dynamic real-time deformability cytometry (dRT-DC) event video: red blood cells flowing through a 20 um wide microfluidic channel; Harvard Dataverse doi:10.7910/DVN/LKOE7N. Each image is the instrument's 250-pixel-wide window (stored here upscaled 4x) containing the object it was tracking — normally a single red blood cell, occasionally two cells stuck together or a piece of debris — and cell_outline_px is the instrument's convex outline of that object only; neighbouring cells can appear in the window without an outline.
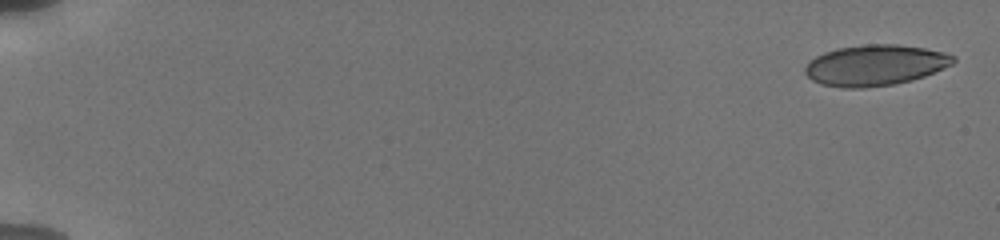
{"species": "human", "species_latin": "Homo sapiens", "temperature_condition": "cold", "stored_images_in_passage": 13, "camera_frame_rate_fps": 3000, "um_per_image_px": 0.085, "donor": {"sex": "male"}, "frame": {"image": 1, "passage_image": 1, "time_ms": 0.0, "image_size_px": [1000, 240], "cell_outline_px": [[956, 60], [952, 64], [944, 68], [924, 76], [912, 80], [892, 84], [864, 88], [844, 88], [820, 84], [812, 80], [804, 72], [804, 68], [808, 60], [824, 52], [836, 48], [864, 44], [896, 44], [924, 48], [944, 52], [956, 56]], "centroid_in_image_um": [74.36, 5.54], "position_along_channel_um": 10.6, "area_um2": 35.43}}
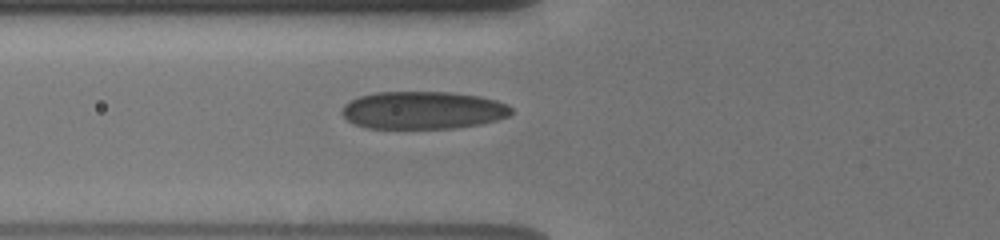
{"frame": {"image": 2, "passage_image": 10, "time_ms": 7.0, "image_size_px": [1000, 240], "cell_outline_px": [[512, 112], [508, 116], [496, 120], [480, 124], [452, 128], [364, 128], [348, 120], [340, 112], [344, 104], [360, 96], [376, 92], [448, 92], [480, 96], [496, 100], [508, 104], [512, 108]], "centroid_in_image_um": [35.95, 9.37], "position_along_channel_um": 89.8, "area_um2": 37.17}}
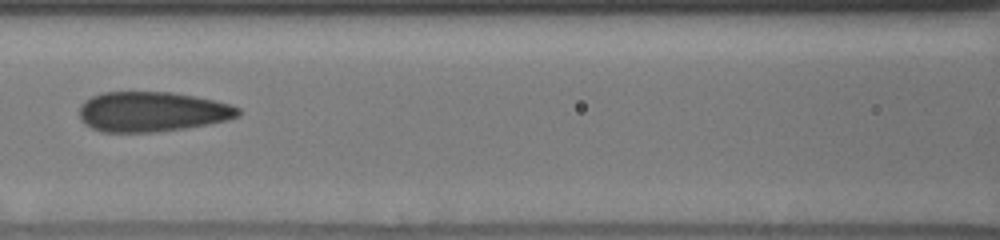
{"frame": {"image": 3, "passage_image": 12, "time_ms": 8.667, "image_size_px": [1000, 240], "cell_outline_px": [[240, 116], [228, 120], [208, 124], [184, 128], [152, 132], [104, 132], [92, 128], [84, 124], [80, 120], [80, 104], [84, 100], [92, 96], [104, 92], [172, 92], [196, 96], [232, 104], [240, 108]], "centroid_in_image_um": [12.93, 9.49], "position_along_channel_um": 153.7, "area_um2": 37.22}}